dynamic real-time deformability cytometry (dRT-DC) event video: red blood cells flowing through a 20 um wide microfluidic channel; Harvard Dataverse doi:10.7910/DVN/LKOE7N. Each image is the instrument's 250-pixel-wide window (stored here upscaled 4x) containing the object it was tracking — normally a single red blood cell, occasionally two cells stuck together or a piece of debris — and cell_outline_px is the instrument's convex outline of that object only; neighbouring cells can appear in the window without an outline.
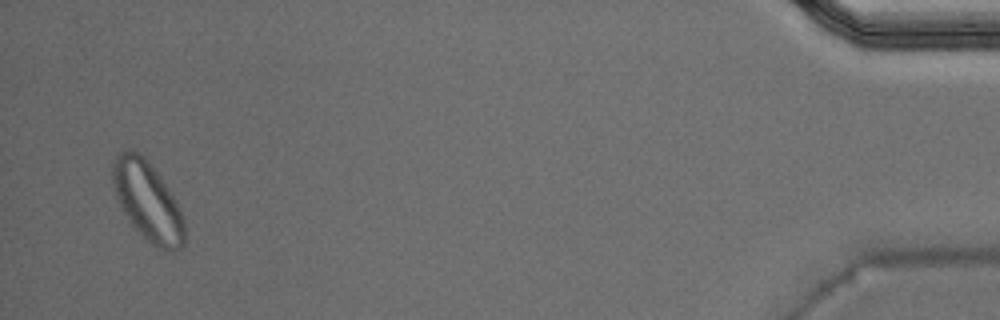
{"species": "Egyptian fruit bat (a non-hibernating species)", "species_latin": "Rousettus aegyptiacus", "temperature_condition": "warm", "stored_images_in_passage": 50, "segment_of_instrument_passage": [2, 2], "camera_frame_rate_fps": 3000, "um_per_image_px": 0.085, "animal": {"sex": "male"}, "frame": {"image": 1, "passage_image": 49, "time_ms": 16.0, "image_size_px": [1000, 320], "cell_outline_px": [[184, 248], [172, 252], [156, 248], [132, 224], [124, 212], [116, 196], [112, 180], [112, 160], [124, 148], [136, 148], [144, 156], [160, 176], [176, 200], [184, 216]], "centroid_in_image_um": [12.56, 17.06], "position_along_channel_um": 422.6, "area_um2": 33.41}}